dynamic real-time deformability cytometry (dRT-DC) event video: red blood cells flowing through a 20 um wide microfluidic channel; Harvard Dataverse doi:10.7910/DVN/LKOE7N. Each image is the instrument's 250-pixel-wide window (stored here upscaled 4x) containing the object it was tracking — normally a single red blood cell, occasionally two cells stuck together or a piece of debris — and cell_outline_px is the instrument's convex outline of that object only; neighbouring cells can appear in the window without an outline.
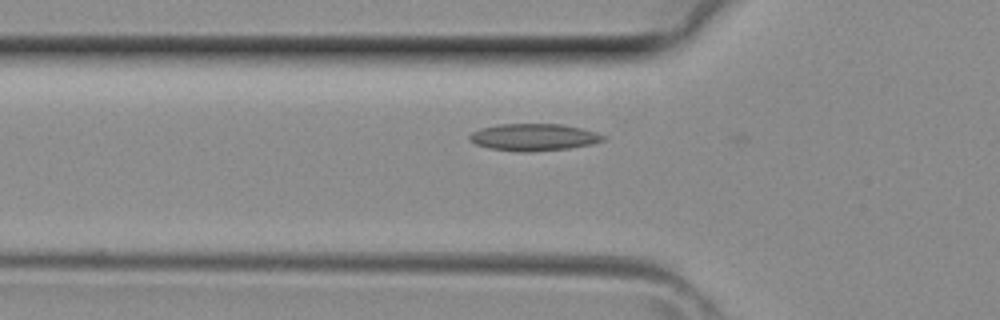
{"species": "common noctule bat (a hibernating species)", "species_latin": "Nyctalus noctula", "temperature_condition": "room temperature", "stored_images_in_passage": 27, "camera_frame_rate_fps": 3000, "um_per_image_px": 0.085, "animal": {"sex": "female", "body_mass_g": 29.2, "forearm_length_mm": 56.3}, "frame": {"image": 1, "passage_image": 4, "time_ms": 1.0, "image_size_px": [1000, 320], "cell_outline_px": [[604, 140], [592, 144], [568, 148], [532, 152], [520, 152], [488, 148], [476, 144], [468, 140], [468, 136], [472, 132], [480, 128], [500, 124], [560, 124], [580, 128], [596, 132], [604, 136]], "centroid_in_image_um": [45.32, 11.67], "position_along_channel_um": 80.5, "area_um2": 21.04}}
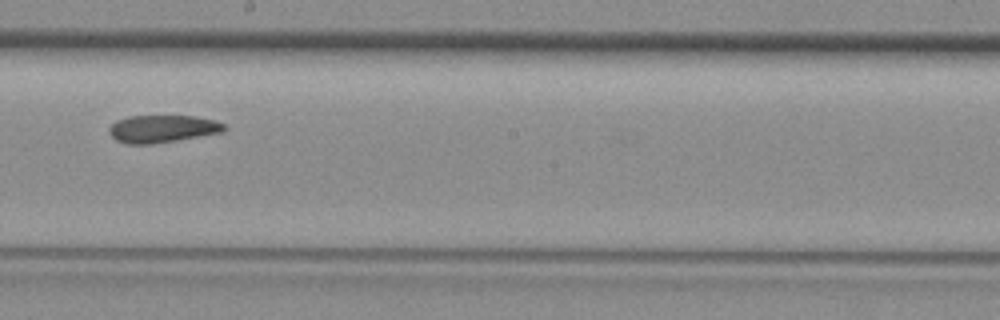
{"frame": {"image": 2, "passage_image": 13, "time_ms": 4.0, "image_size_px": [1000, 320], "cell_outline_px": [[228, 128], [224, 132], [152, 144], [128, 144], [116, 140], [108, 132], [108, 128], [116, 120], [128, 116], [196, 116], [216, 120], [224, 124]], "centroid_in_image_um": [13.82, 10.94], "position_along_channel_um": 234.4, "area_um2": 18.55}}
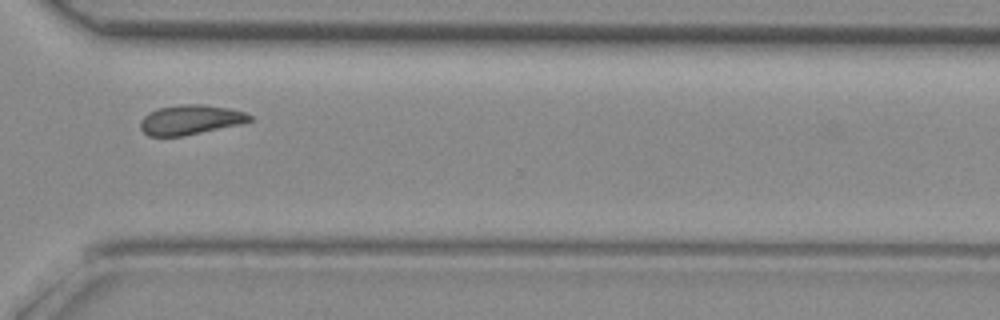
{"frame": {"image": 3, "passage_image": 20, "time_ms": 6.333, "image_size_px": [1000, 320], "cell_outline_px": [[252, 120], [240, 124], [184, 136], [148, 136], [140, 128], [140, 120], [148, 112], [160, 108], [180, 104], [200, 104], [228, 108], [244, 112], [252, 116]], "centroid_in_image_um": [16.16, 10.18], "position_along_channel_um": 354.4, "area_um2": 18.84}}